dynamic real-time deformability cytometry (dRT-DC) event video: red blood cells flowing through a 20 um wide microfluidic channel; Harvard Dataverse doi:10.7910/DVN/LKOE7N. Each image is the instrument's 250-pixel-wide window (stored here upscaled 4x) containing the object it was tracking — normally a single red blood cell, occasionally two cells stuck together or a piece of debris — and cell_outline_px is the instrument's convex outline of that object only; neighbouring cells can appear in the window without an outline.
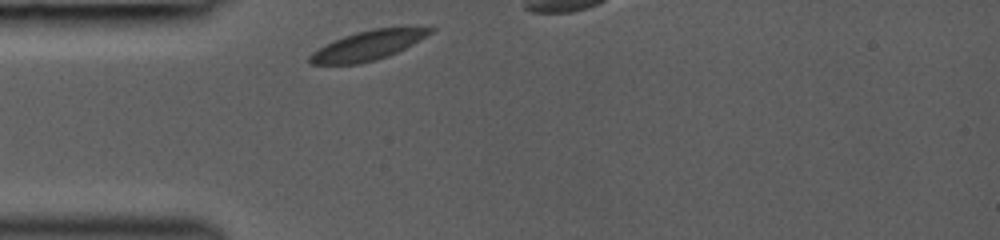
{"species": "common noctule bat (a hibernating species)", "species_latin": "Nyctalus noctula", "temperature_condition": "room temperature", "stored_images_in_passage": 32, "camera_frame_rate_fps": 3000, "um_per_image_px": 0.085, "animal": {"sex": "female", "body_mass_g": 19.0, "forearm_length_mm": 53.3}, "frame": {"image": 1, "passage_image": 1, "time_ms": 0.0, "image_size_px": [1000, 240], "cell_outline_px": [[436, 28], [432, 32], [420, 40], [388, 56], [376, 60], [360, 64], [308, 64], [308, 56], [312, 52], [344, 36], [356, 32], [372, 28]], "centroid_in_image_um": [31.23, 3.88], "position_along_channel_um": 53.8, "area_um2": 20.23}}
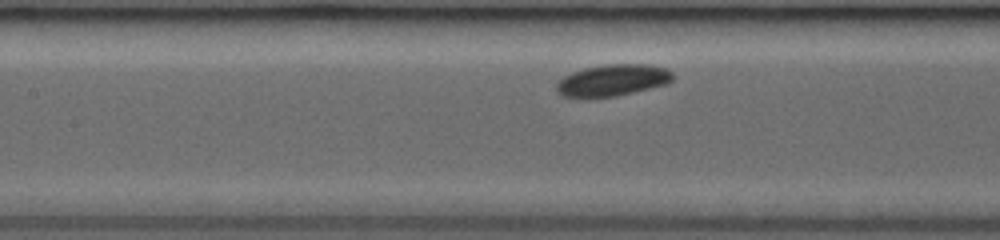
{"frame": {"image": 2, "passage_image": 12, "time_ms": 2.667, "image_size_px": [1000, 240], "cell_outline_px": [[672, 80], [668, 84], [616, 96], [588, 100], [584, 100], [564, 96], [556, 92], [556, 84], [564, 76], [572, 72], [584, 68], [604, 64], [648, 64], [668, 68], [672, 72]], "centroid_in_image_um": [52.04, 6.85], "position_along_channel_um": 155.4, "area_um2": 22.08}}
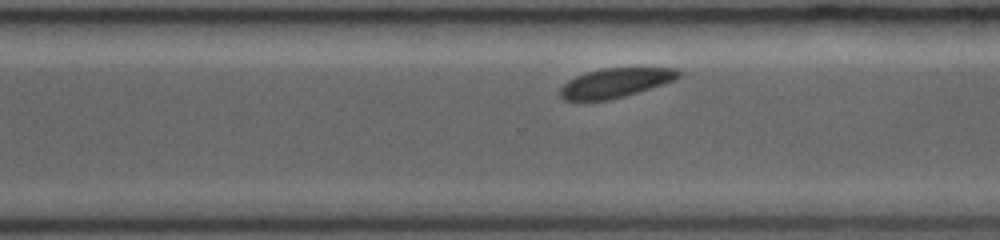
{"frame": {"image": 3, "passage_image": 28, "time_ms": 6.667, "image_size_px": [1000, 240], "cell_outline_px": [[680, 76], [672, 80], [624, 96], [608, 100], [564, 100], [560, 96], [560, 88], [568, 80], [576, 76], [588, 72], [604, 68], [676, 68], [680, 72]], "centroid_in_image_um": [52.25, 7.04], "position_along_channel_um": 318.3, "area_um2": 19.71}}